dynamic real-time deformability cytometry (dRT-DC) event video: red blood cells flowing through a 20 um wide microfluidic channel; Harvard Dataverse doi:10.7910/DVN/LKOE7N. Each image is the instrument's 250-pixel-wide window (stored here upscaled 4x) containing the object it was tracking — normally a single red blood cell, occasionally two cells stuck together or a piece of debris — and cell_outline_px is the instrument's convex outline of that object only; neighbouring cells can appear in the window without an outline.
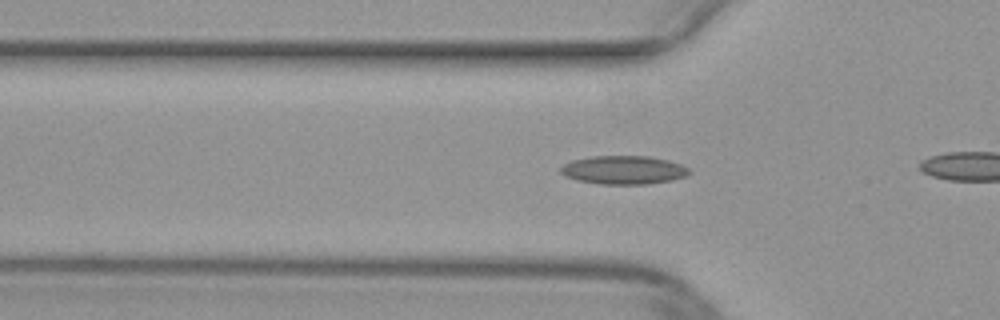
{"species": "common noctule bat (a hibernating species)", "species_latin": "Nyctalus noctula", "temperature_condition": "warm", "stored_images_in_passage": 12, "camera_frame_rate_fps": 3000, "um_per_image_px": 0.085, "animal": {"sex": "female", "body_mass_g": 29.2, "forearm_length_mm": 56.3}, "frame": {"image": 1, "passage_image": 10, "time_ms": 3.0, "image_size_px": [1000, 320], "cell_outline_px": [[692, 172], [688, 176], [672, 180], [648, 184], [600, 184], [576, 180], [564, 176], [560, 172], [560, 168], [564, 164], [572, 160], [592, 156], [648, 156], [668, 160], [680, 164], [688, 168]], "centroid_in_image_um": [53.01, 14.45], "position_along_channel_um": 72.8, "area_um2": 21.5}}